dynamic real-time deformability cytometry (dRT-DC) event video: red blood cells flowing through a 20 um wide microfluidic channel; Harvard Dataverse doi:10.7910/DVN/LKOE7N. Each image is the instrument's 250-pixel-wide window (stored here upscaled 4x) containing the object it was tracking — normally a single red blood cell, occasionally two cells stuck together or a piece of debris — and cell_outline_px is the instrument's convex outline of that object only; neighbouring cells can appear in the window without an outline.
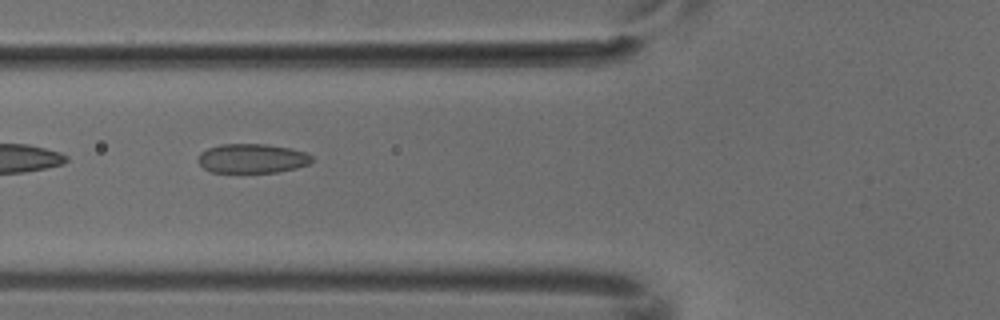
{"species": "common noctule bat (a hibernating species)", "species_latin": "Nyctalus noctula", "temperature_condition": "cold", "stored_images_in_passage": 4, "camera_frame_rate_fps": 3000, "um_per_image_px": 0.085, "animal": {"sex": "male", "body_mass_g": 18.8}, "frame": {"image": 1, "passage_image": 2, "time_ms": 0.333, "image_size_px": [1000, 320], "cell_outline_px": [[312, 160], [308, 164], [296, 168], [276, 172], [212, 172], [204, 168], [200, 164], [200, 152], [208, 148], [220, 144], [264, 144], [292, 148], [304, 152], [312, 156]], "centroid_in_image_um": [21.44, 13.46], "position_along_channel_um": 104.4, "area_um2": 19.25}}
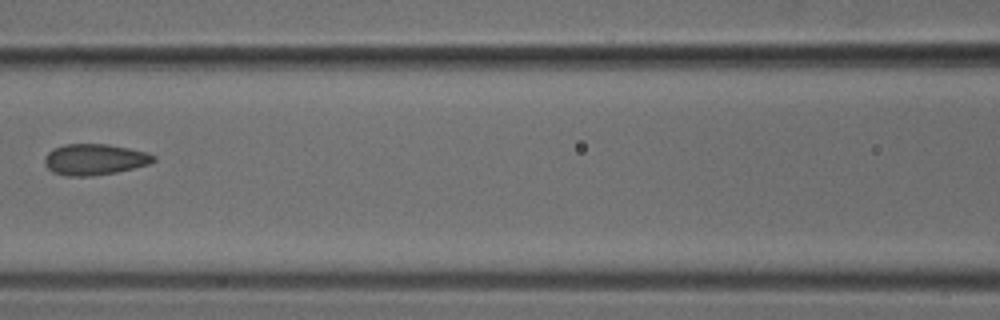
{"frame": {"image": 2, "passage_image": 3, "time_ms": 0.667, "image_size_px": [1000, 320], "cell_outline_px": [[156, 160], [148, 164], [116, 172], [92, 176], [64, 176], [52, 172], [44, 164], [44, 156], [52, 148], [64, 144], [108, 144], [148, 152], [156, 156]], "centroid_in_image_um": [8.01, 13.55], "position_along_channel_um": 158.6, "area_um2": 19.88}}
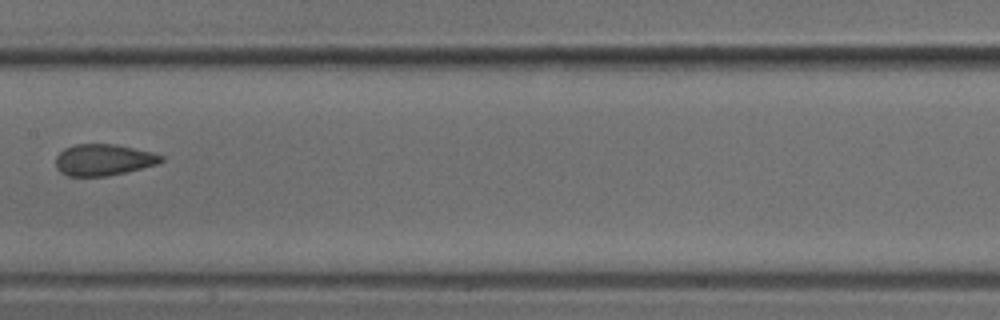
{"frame": {"image": 3, "passage_image": 4, "time_ms": 1.0, "image_size_px": [1000, 320], "cell_outline_px": [[164, 160], [156, 164], [108, 176], [68, 176], [60, 172], [56, 168], [56, 156], [64, 148], [76, 144], [116, 144], [152, 152], [164, 156]], "centroid_in_image_um": [8.77, 13.58], "position_along_channel_um": 198.6, "area_um2": 19.25}}